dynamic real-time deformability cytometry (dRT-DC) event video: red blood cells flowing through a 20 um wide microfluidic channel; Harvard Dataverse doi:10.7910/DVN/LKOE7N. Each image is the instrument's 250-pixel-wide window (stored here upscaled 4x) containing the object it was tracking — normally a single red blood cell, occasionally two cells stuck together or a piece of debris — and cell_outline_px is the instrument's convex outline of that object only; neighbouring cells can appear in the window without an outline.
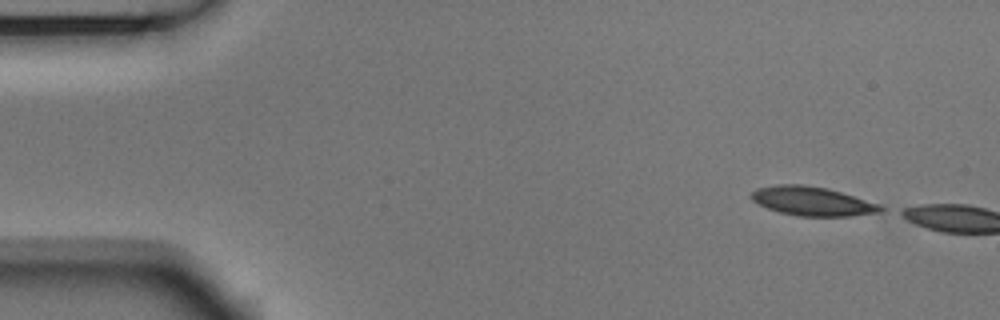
{"species": "Egyptian fruit bat (a non-hibernating species)", "species_latin": "Rousettus aegyptiacus", "temperature_condition": "room temperature", "stored_images_in_passage": 3, "camera_frame_rate_fps": 3000, "um_per_image_px": 0.085, "animal": {"sex": "male"}, "frame": {"image": 1, "passage_image": 1, "time_ms": 0.0, "image_size_px": [1000, 320], "cell_outline_px": [[884, 208], [876, 212], [848, 216], [800, 216], [780, 212], [768, 208], [752, 200], [752, 192], [756, 188], [776, 184], [804, 184], [828, 188], [880, 204]], "centroid_in_image_um": [69.02, 17.08], "position_along_channel_um": 16.0, "area_um2": 21.62}}